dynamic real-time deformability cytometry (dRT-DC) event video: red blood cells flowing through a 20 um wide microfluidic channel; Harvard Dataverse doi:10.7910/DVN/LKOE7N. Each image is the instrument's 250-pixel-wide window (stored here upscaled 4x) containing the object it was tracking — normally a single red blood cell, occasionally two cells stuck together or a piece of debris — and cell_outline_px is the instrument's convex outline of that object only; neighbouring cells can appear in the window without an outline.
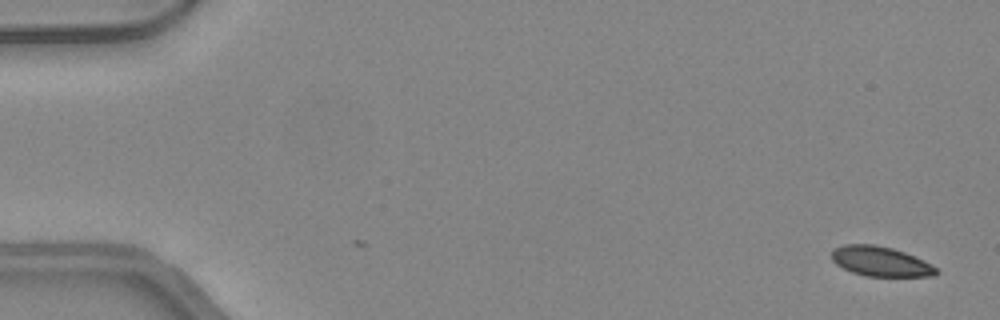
{"species": "common noctule bat (a hibernating species)", "species_latin": "Nyctalus noctula", "temperature_condition": "warm", "stored_images_in_passage": 16, "camera_frame_rate_fps": 3000, "um_per_image_px": 0.085, "animal": {"sex": "female", "body_mass_g": 24.6, "forearm_length_mm": 56.2}, "frame": {"image": 1, "passage_image": 1, "time_ms": 0.0, "image_size_px": [1000, 320], "cell_outline_px": [[940, 272], [936, 276], [864, 276], [852, 272], [836, 264], [832, 260], [832, 248], [844, 244], [872, 244], [892, 248], [904, 252], [924, 260], [936, 268]], "centroid_in_image_um": [74.84, 22.22], "position_along_channel_um": 10.2, "area_um2": 18.21}}